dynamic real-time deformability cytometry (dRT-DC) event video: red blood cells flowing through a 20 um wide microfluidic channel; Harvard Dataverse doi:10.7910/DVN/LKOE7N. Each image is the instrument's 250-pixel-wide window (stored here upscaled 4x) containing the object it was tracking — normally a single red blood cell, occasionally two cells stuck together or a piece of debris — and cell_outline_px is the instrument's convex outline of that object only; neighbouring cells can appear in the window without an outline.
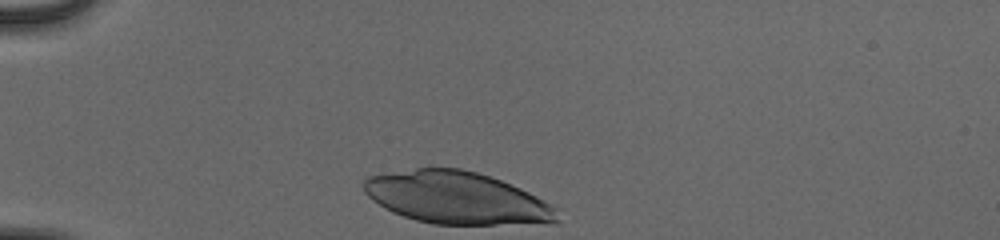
{"species": "human", "species_latin": "Homo sapiens", "temperature_condition": "cold", "stored_images_in_passage": 31, "camera_frame_rate_fps": 3000, "um_per_image_px": 0.085, "donor": {"sex": "male"}, "frame": {"image": 1, "passage_image": 1, "time_ms": 0.0, "image_size_px": [1000, 240], "cell_outline_px": [[560, 220], [552, 224], [436, 224], [416, 220], [392, 212], [384, 208], [372, 200], [364, 192], [364, 180], [368, 176], [416, 168], [460, 168], [476, 172], [500, 180], [520, 188], [536, 196], [556, 208]], "centroid_in_image_um": [38.83, 16.83], "position_along_channel_um": 46.2, "area_um2": 58.72}}